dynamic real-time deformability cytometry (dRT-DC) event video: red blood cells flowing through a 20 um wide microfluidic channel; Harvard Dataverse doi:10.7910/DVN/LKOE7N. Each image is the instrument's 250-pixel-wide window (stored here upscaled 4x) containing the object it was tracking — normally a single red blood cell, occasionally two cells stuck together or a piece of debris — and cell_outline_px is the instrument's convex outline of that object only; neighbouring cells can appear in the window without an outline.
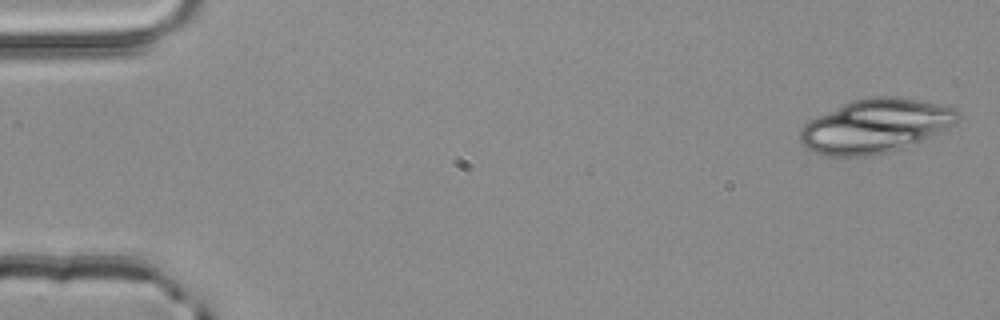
{"species": "common noctule bat (a hibernating species)", "species_latin": "Nyctalus noctula", "temperature_condition": "room temperature", "stored_images_in_passage": 4, "camera_frame_rate_fps": 3000, "um_per_image_px": 0.085, "animal": {"sex": "male", "body_mass_g": 20.4}, "frame": {"image": 1, "passage_image": 1, "time_ms": 0.0, "image_size_px": [1000, 320], "cell_outline_px": [[960, 116], [956, 124], [904, 148], [888, 152], [864, 156], [828, 156], [804, 148], [800, 144], [800, 128], [808, 120], [816, 116], [852, 100], [872, 96], [888, 96], [916, 100], [956, 108], [960, 112]], "centroid_in_image_um": [74.38, 10.71], "position_along_channel_um": 10.6, "area_um2": 49.36}}